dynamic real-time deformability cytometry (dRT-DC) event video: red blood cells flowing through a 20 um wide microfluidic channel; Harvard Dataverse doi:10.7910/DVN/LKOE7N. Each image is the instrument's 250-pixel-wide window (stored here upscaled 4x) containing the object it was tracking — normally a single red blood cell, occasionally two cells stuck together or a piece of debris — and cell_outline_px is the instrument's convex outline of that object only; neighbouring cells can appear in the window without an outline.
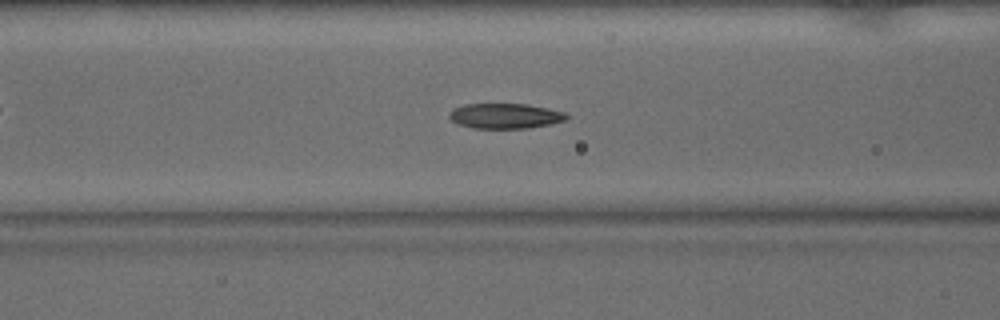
{"species": "common noctule bat (a hibernating species)", "species_latin": "Nyctalus noctula", "temperature_condition": "warm", "stored_images_in_passage": 39, "camera_frame_rate_fps": 3000, "um_per_image_px": 0.085, "animal": {"sex": "male", "body_mass_g": 15.6}, "frame": {"image": 1, "passage_image": 9, "time_ms": 2.667, "image_size_px": [1000, 320], "cell_outline_px": [[568, 120], [528, 128], [472, 128], [460, 124], [452, 120], [448, 116], [448, 112], [452, 108], [464, 104], [528, 104], [568, 112]], "centroid_in_image_um": [42.95, 9.84], "position_along_channel_um": 123.6, "area_um2": 17.34}}
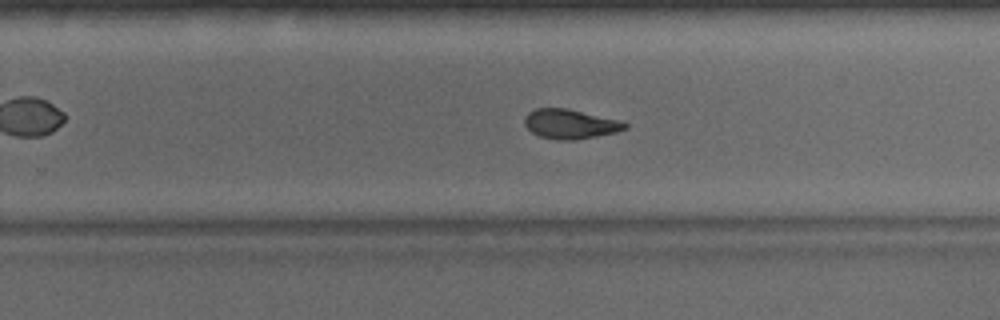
{"frame": {"image": 2, "passage_image": 21, "time_ms": 6.667, "image_size_px": [1000, 320], "cell_outline_px": [[628, 128], [616, 132], [576, 140], [556, 140], [540, 136], [532, 132], [524, 124], [524, 116], [528, 112], [536, 108], [564, 108], [620, 120], [628, 124]], "centroid_in_image_um": [48.45, 10.54], "position_along_channel_um": 281.3, "area_um2": 17.22}}
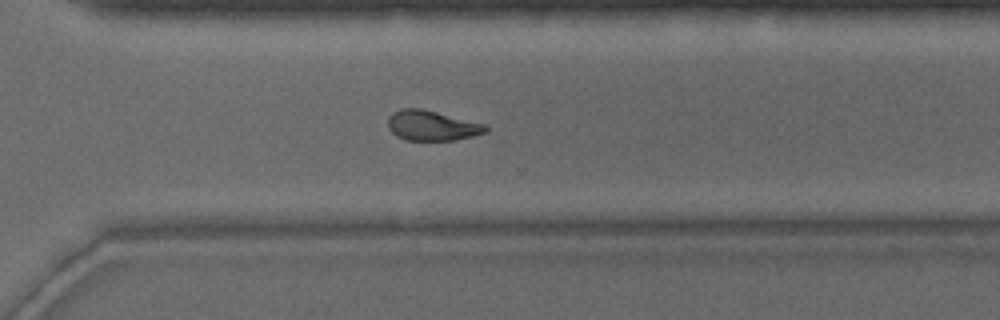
{"frame": {"image": 3, "passage_image": 25, "time_ms": 8.0, "image_size_px": [1000, 320], "cell_outline_px": [[488, 132], [472, 136], [452, 140], [404, 140], [396, 136], [388, 128], [388, 116], [392, 112], [400, 108], [420, 108], [488, 124]], "centroid_in_image_um": [36.71, 10.67], "position_along_channel_um": 333.9, "area_um2": 17.34}, "authors_computed_cell_mechanics": {"area_um2": 17.051, "velocity_mm_per_s": 3.9414, "shape_relaxation_time_tau1_ms": 5.392, "shape_relaxation_time_tau2_ms": 2.7192, "deformation_change_tau1": 0.1647, "deformation_change_tau2": 0.0936}}